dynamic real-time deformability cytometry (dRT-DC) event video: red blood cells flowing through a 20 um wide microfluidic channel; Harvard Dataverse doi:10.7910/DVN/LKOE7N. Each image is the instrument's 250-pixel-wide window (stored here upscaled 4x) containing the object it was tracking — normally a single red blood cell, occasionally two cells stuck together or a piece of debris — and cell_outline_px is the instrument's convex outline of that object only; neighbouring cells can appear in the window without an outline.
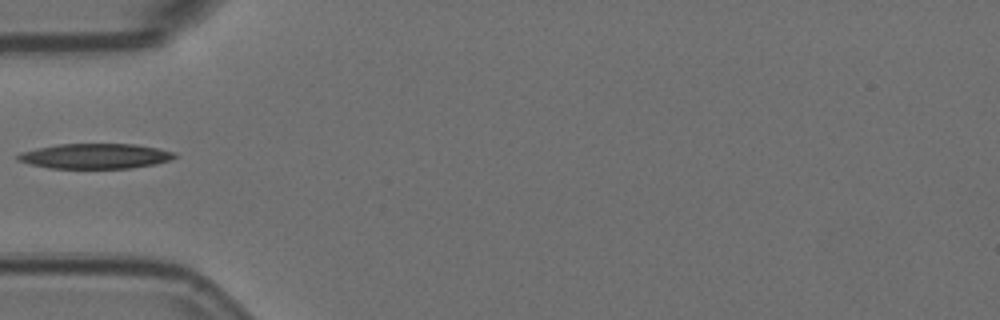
{"species": "Egyptian fruit bat (a non-hibernating species)", "species_latin": "Rousettus aegyptiacus", "temperature_condition": "room temperature", "stored_images_in_passage": 13, "camera_frame_rate_fps": 3000, "um_per_image_px": 0.085, "animal": {"sex": "female"}, "frame": {"image": 1, "passage_image": 1, "time_ms": 0.0, "image_size_px": [1000, 320], "cell_outline_px": [[176, 156], [172, 160], [132, 168], [48, 168], [16, 160], [16, 156], [20, 152], [56, 144], [136, 144], [160, 148], [176, 152]], "centroid_in_image_um": [8.12, 13.26], "position_along_channel_um": 76.9, "area_um2": 23.0}}
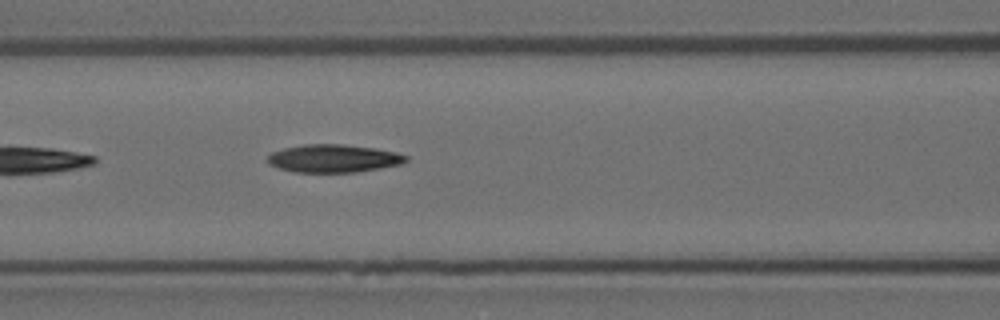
{"frame": {"image": 2, "passage_image": 6, "time_ms": 1.667, "image_size_px": [1000, 320], "cell_outline_px": [[408, 160], [400, 164], [380, 168], [356, 172], [296, 172], [280, 168], [268, 164], [268, 156], [272, 152], [284, 148], [304, 144], [340, 144], [376, 148], [396, 152], [408, 156]], "centroid_in_image_um": [28.36, 13.46], "position_along_channel_um": 138.2, "area_um2": 22.43}}